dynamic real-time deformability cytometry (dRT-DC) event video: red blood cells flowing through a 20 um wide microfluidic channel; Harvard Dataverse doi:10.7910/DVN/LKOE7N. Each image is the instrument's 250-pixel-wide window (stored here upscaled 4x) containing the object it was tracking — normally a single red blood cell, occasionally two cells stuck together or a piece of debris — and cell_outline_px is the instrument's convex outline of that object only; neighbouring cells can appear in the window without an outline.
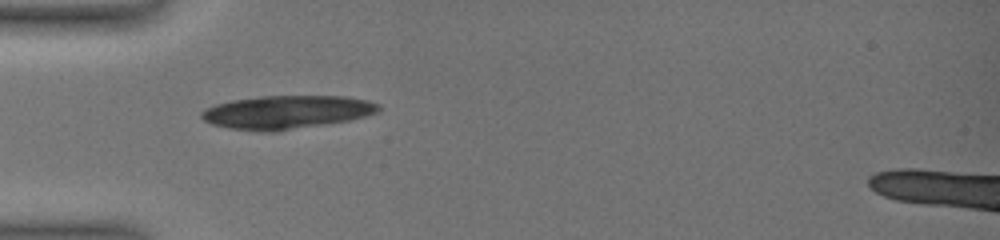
{"species": "common noctule bat (a hibernating species)", "species_latin": "Nyctalus noctula", "temperature_condition": "warm", "stored_images_in_passage": 2, "camera_frame_rate_fps": 3000, "um_per_image_px": 0.085, "animal": {"sex": "female", "body_mass_g": 19.0, "forearm_length_mm": 51.5}, "frame": {"image": 1, "passage_image": 1, "time_ms": 0.0, "image_size_px": [1000, 240], "cell_outline_px": [[380, 108], [376, 112], [364, 116], [348, 120], [276, 132], [260, 132], [228, 128], [212, 124], [204, 120], [200, 116], [200, 112], [204, 108], [216, 104], [232, 100], [260, 96], [344, 96], [368, 100], [380, 104]], "centroid_in_image_um": [24.32, 9.53], "position_along_channel_um": 60.7, "area_um2": 34.51}}
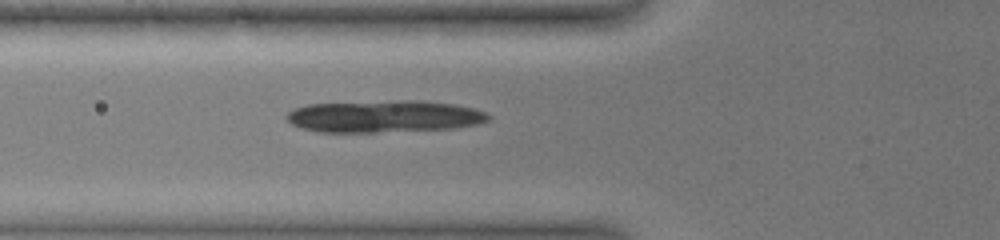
{"frame": {"image": 2, "passage_image": 2, "time_ms": 1.0, "image_size_px": [1000, 240], "cell_outline_px": [[492, 120], [480, 124], [456, 128], [376, 132], [316, 132], [300, 128], [292, 124], [284, 116], [292, 108], [308, 104], [400, 100], [420, 100], [456, 104], [488, 112], [492, 116]], "centroid_in_image_um": [32.69, 9.89], "position_along_channel_um": 93.1, "area_um2": 38.26}}